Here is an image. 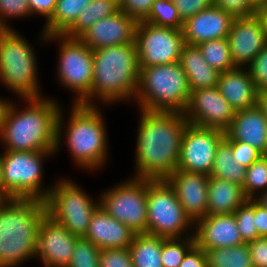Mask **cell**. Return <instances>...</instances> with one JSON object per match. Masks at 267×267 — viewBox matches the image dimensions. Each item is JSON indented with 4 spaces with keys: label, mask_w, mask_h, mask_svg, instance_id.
Returning a JSON list of instances; mask_svg holds the SVG:
<instances>
[{
    "label": "cell",
    "mask_w": 267,
    "mask_h": 267,
    "mask_svg": "<svg viewBox=\"0 0 267 267\" xmlns=\"http://www.w3.org/2000/svg\"><path fill=\"white\" fill-rule=\"evenodd\" d=\"M135 178L166 179L176 169L186 124L183 113L141 110Z\"/></svg>",
    "instance_id": "2"
},
{
    "label": "cell",
    "mask_w": 267,
    "mask_h": 267,
    "mask_svg": "<svg viewBox=\"0 0 267 267\" xmlns=\"http://www.w3.org/2000/svg\"><path fill=\"white\" fill-rule=\"evenodd\" d=\"M10 199V195L4 190L2 177V154L0 155V200Z\"/></svg>",
    "instance_id": "50"
},
{
    "label": "cell",
    "mask_w": 267,
    "mask_h": 267,
    "mask_svg": "<svg viewBox=\"0 0 267 267\" xmlns=\"http://www.w3.org/2000/svg\"><path fill=\"white\" fill-rule=\"evenodd\" d=\"M120 10L137 21H143L150 13L155 0H118Z\"/></svg>",
    "instance_id": "43"
},
{
    "label": "cell",
    "mask_w": 267,
    "mask_h": 267,
    "mask_svg": "<svg viewBox=\"0 0 267 267\" xmlns=\"http://www.w3.org/2000/svg\"><path fill=\"white\" fill-rule=\"evenodd\" d=\"M183 114L190 124L225 131L234 118L235 111L216 86L191 90Z\"/></svg>",
    "instance_id": "15"
},
{
    "label": "cell",
    "mask_w": 267,
    "mask_h": 267,
    "mask_svg": "<svg viewBox=\"0 0 267 267\" xmlns=\"http://www.w3.org/2000/svg\"><path fill=\"white\" fill-rule=\"evenodd\" d=\"M195 245L194 236L162 237L161 260L163 267H179L186 253Z\"/></svg>",
    "instance_id": "34"
},
{
    "label": "cell",
    "mask_w": 267,
    "mask_h": 267,
    "mask_svg": "<svg viewBox=\"0 0 267 267\" xmlns=\"http://www.w3.org/2000/svg\"><path fill=\"white\" fill-rule=\"evenodd\" d=\"M129 250L133 267H163L162 237L147 233L136 234Z\"/></svg>",
    "instance_id": "27"
},
{
    "label": "cell",
    "mask_w": 267,
    "mask_h": 267,
    "mask_svg": "<svg viewBox=\"0 0 267 267\" xmlns=\"http://www.w3.org/2000/svg\"><path fill=\"white\" fill-rule=\"evenodd\" d=\"M247 69L259 90L267 88V45L251 61Z\"/></svg>",
    "instance_id": "40"
},
{
    "label": "cell",
    "mask_w": 267,
    "mask_h": 267,
    "mask_svg": "<svg viewBox=\"0 0 267 267\" xmlns=\"http://www.w3.org/2000/svg\"><path fill=\"white\" fill-rule=\"evenodd\" d=\"M77 238L46 215L38 230L36 256L45 267H68Z\"/></svg>",
    "instance_id": "17"
},
{
    "label": "cell",
    "mask_w": 267,
    "mask_h": 267,
    "mask_svg": "<svg viewBox=\"0 0 267 267\" xmlns=\"http://www.w3.org/2000/svg\"><path fill=\"white\" fill-rule=\"evenodd\" d=\"M64 132L68 149L78 166L86 170L101 168L108 145L104 117L95 105L73 103Z\"/></svg>",
    "instance_id": "6"
},
{
    "label": "cell",
    "mask_w": 267,
    "mask_h": 267,
    "mask_svg": "<svg viewBox=\"0 0 267 267\" xmlns=\"http://www.w3.org/2000/svg\"><path fill=\"white\" fill-rule=\"evenodd\" d=\"M184 44L182 29L138 21L135 45L139 68L179 62Z\"/></svg>",
    "instance_id": "13"
},
{
    "label": "cell",
    "mask_w": 267,
    "mask_h": 267,
    "mask_svg": "<svg viewBox=\"0 0 267 267\" xmlns=\"http://www.w3.org/2000/svg\"><path fill=\"white\" fill-rule=\"evenodd\" d=\"M179 267H207L205 251L196 244L186 253Z\"/></svg>",
    "instance_id": "46"
},
{
    "label": "cell",
    "mask_w": 267,
    "mask_h": 267,
    "mask_svg": "<svg viewBox=\"0 0 267 267\" xmlns=\"http://www.w3.org/2000/svg\"><path fill=\"white\" fill-rule=\"evenodd\" d=\"M195 244L203 250L234 247L242 240L234 214L207 215L195 222Z\"/></svg>",
    "instance_id": "20"
},
{
    "label": "cell",
    "mask_w": 267,
    "mask_h": 267,
    "mask_svg": "<svg viewBox=\"0 0 267 267\" xmlns=\"http://www.w3.org/2000/svg\"><path fill=\"white\" fill-rule=\"evenodd\" d=\"M99 197L100 206L111 217L136 234L147 233V179L132 177Z\"/></svg>",
    "instance_id": "12"
},
{
    "label": "cell",
    "mask_w": 267,
    "mask_h": 267,
    "mask_svg": "<svg viewBox=\"0 0 267 267\" xmlns=\"http://www.w3.org/2000/svg\"><path fill=\"white\" fill-rule=\"evenodd\" d=\"M253 267H267V237H258L248 243Z\"/></svg>",
    "instance_id": "45"
},
{
    "label": "cell",
    "mask_w": 267,
    "mask_h": 267,
    "mask_svg": "<svg viewBox=\"0 0 267 267\" xmlns=\"http://www.w3.org/2000/svg\"><path fill=\"white\" fill-rule=\"evenodd\" d=\"M93 201L74 181L64 178L52 187L45 201L47 215L71 234L84 237L93 213L100 206V202Z\"/></svg>",
    "instance_id": "10"
},
{
    "label": "cell",
    "mask_w": 267,
    "mask_h": 267,
    "mask_svg": "<svg viewBox=\"0 0 267 267\" xmlns=\"http://www.w3.org/2000/svg\"><path fill=\"white\" fill-rule=\"evenodd\" d=\"M233 20L228 12L212 5L183 23L184 42L199 45L205 41L227 38Z\"/></svg>",
    "instance_id": "21"
},
{
    "label": "cell",
    "mask_w": 267,
    "mask_h": 267,
    "mask_svg": "<svg viewBox=\"0 0 267 267\" xmlns=\"http://www.w3.org/2000/svg\"><path fill=\"white\" fill-rule=\"evenodd\" d=\"M197 46L205 61L220 73L235 68L231 59L227 38L205 41Z\"/></svg>",
    "instance_id": "32"
},
{
    "label": "cell",
    "mask_w": 267,
    "mask_h": 267,
    "mask_svg": "<svg viewBox=\"0 0 267 267\" xmlns=\"http://www.w3.org/2000/svg\"><path fill=\"white\" fill-rule=\"evenodd\" d=\"M92 0H57L52 16L45 22L46 36L63 35L76 21L81 10Z\"/></svg>",
    "instance_id": "29"
},
{
    "label": "cell",
    "mask_w": 267,
    "mask_h": 267,
    "mask_svg": "<svg viewBox=\"0 0 267 267\" xmlns=\"http://www.w3.org/2000/svg\"><path fill=\"white\" fill-rule=\"evenodd\" d=\"M31 16L28 0H0V29H11L6 20Z\"/></svg>",
    "instance_id": "38"
},
{
    "label": "cell",
    "mask_w": 267,
    "mask_h": 267,
    "mask_svg": "<svg viewBox=\"0 0 267 267\" xmlns=\"http://www.w3.org/2000/svg\"><path fill=\"white\" fill-rule=\"evenodd\" d=\"M165 180L172 187L183 210L194 223L207 216L209 175L176 169Z\"/></svg>",
    "instance_id": "19"
},
{
    "label": "cell",
    "mask_w": 267,
    "mask_h": 267,
    "mask_svg": "<svg viewBox=\"0 0 267 267\" xmlns=\"http://www.w3.org/2000/svg\"><path fill=\"white\" fill-rule=\"evenodd\" d=\"M257 14L261 18L263 25H264V31L266 34V40H267V6H262L257 9Z\"/></svg>",
    "instance_id": "51"
},
{
    "label": "cell",
    "mask_w": 267,
    "mask_h": 267,
    "mask_svg": "<svg viewBox=\"0 0 267 267\" xmlns=\"http://www.w3.org/2000/svg\"><path fill=\"white\" fill-rule=\"evenodd\" d=\"M33 47L12 29H0V81L22 99L42 97Z\"/></svg>",
    "instance_id": "7"
},
{
    "label": "cell",
    "mask_w": 267,
    "mask_h": 267,
    "mask_svg": "<svg viewBox=\"0 0 267 267\" xmlns=\"http://www.w3.org/2000/svg\"><path fill=\"white\" fill-rule=\"evenodd\" d=\"M233 214L242 240L245 243H249L258 238V232L255 226V199H247Z\"/></svg>",
    "instance_id": "37"
},
{
    "label": "cell",
    "mask_w": 267,
    "mask_h": 267,
    "mask_svg": "<svg viewBox=\"0 0 267 267\" xmlns=\"http://www.w3.org/2000/svg\"><path fill=\"white\" fill-rule=\"evenodd\" d=\"M2 154V177L4 190L11 198L46 201L50 188L42 185L44 158L56 153L43 151H9Z\"/></svg>",
    "instance_id": "8"
},
{
    "label": "cell",
    "mask_w": 267,
    "mask_h": 267,
    "mask_svg": "<svg viewBox=\"0 0 267 267\" xmlns=\"http://www.w3.org/2000/svg\"><path fill=\"white\" fill-rule=\"evenodd\" d=\"M230 55L235 67H247L267 45L264 25L256 13L249 17L234 18L227 35Z\"/></svg>",
    "instance_id": "16"
},
{
    "label": "cell",
    "mask_w": 267,
    "mask_h": 267,
    "mask_svg": "<svg viewBox=\"0 0 267 267\" xmlns=\"http://www.w3.org/2000/svg\"><path fill=\"white\" fill-rule=\"evenodd\" d=\"M100 251L90 240L78 237L68 267H100Z\"/></svg>",
    "instance_id": "36"
},
{
    "label": "cell",
    "mask_w": 267,
    "mask_h": 267,
    "mask_svg": "<svg viewBox=\"0 0 267 267\" xmlns=\"http://www.w3.org/2000/svg\"><path fill=\"white\" fill-rule=\"evenodd\" d=\"M257 104L262 109L263 113L267 116V88L259 90Z\"/></svg>",
    "instance_id": "49"
},
{
    "label": "cell",
    "mask_w": 267,
    "mask_h": 267,
    "mask_svg": "<svg viewBox=\"0 0 267 267\" xmlns=\"http://www.w3.org/2000/svg\"><path fill=\"white\" fill-rule=\"evenodd\" d=\"M179 63L187 76L191 90L217 86L220 72L211 67L197 45L184 44Z\"/></svg>",
    "instance_id": "25"
},
{
    "label": "cell",
    "mask_w": 267,
    "mask_h": 267,
    "mask_svg": "<svg viewBox=\"0 0 267 267\" xmlns=\"http://www.w3.org/2000/svg\"><path fill=\"white\" fill-rule=\"evenodd\" d=\"M245 67H235L221 72L217 87L220 94L228 101L234 111L257 105L259 89Z\"/></svg>",
    "instance_id": "24"
},
{
    "label": "cell",
    "mask_w": 267,
    "mask_h": 267,
    "mask_svg": "<svg viewBox=\"0 0 267 267\" xmlns=\"http://www.w3.org/2000/svg\"><path fill=\"white\" fill-rule=\"evenodd\" d=\"M247 168L234 160L231 144L224 138L217 147L210 176L243 185Z\"/></svg>",
    "instance_id": "30"
},
{
    "label": "cell",
    "mask_w": 267,
    "mask_h": 267,
    "mask_svg": "<svg viewBox=\"0 0 267 267\" xmlns=\"http://www.w3.org/2000/svg\"><path fill=\"white\" fill-rule=\"evenodd\" d=\"M194 225L165 179H147V234L164 238L194 236L193 231L186 233Z\"/></svg>",
    "instance_id": "9"
},
{
    "label": "cell",
    "mask_w": 267,
    "mask_h": 267,
    "mask_svg": "<svg viewBox=\"0 0 267 267\" xmlns=\"http://www.w3.org/2000/svg\"><path fill=\"white\" fill-rule=\"evenodd\" d=\"M119 10L118 0H92L81 10L75 23L63 35L78 38L97 21L109 17Z\"/></svg>",
    "instance_id": "28"
},
{
    "label": "cell",
    "mask_w": 267,
    "mask_h": 267,
    "mask_svg": "<svg viewBox=\"0 0 267 267\" xmlns=\"http://www.w3.org/2000/svg\"><path fill=\"white\" fill-rule=\"evenodd\" d=\"M8 100H5V99H1L0 98V121H1V117H2V113H3V110H4V107L6 105Z\"/></svg>",
    "instance_id": "54"
},
{
    "label": "cell",
    "mask_w": 267,
    "mask_h": 267,
    "mask_svg": "<svg viewBox=\"0 0 267 267\" xmlns=\"http://www.w3.org/2000/svg\"><path fill=\"white\" fill-rule=\"evenodd\" d=\"M249 1L256 9L262 6H266V0H249Z\"/></svg>",
    "instance_id": "53"
},
{
    "label": "cell",
    "mask_w": 267,
    "mask_h": 267,
    "mask_svg": "<svg viewBox=\"0 0 267 267\" xmlns=\"http://www.w3.org/2000/svg\"><path fill=\"white\" fill-rule=\"evenodd\" d=\"M225 132L215 128L186 124L181 141L177 170L210 175L218 144Z\"/></svg>",
    "instance_id": "14"
},
{
    "label": "cell",
    "mask_w": 267,
    "mask_h": 267,
    "mask_svg": "<svg viewBox=\"0 0 267 267\" xmlns=\"http://www.w3.org/2000/svg\"><path fill=\"white\" fill-rule=\"evenodd\" d=\"M244 195L247 199H254L255 193L259 190H267V156L261 155L247 170L242 185Z\"/></svg>",
    "instance_id": "35"
},
{
    "label": "cell",
    "mask_w": 267,
    "mask_h": 267,
    "mask_svg": "<svg viewBox=\"0 0 267 267\" xmlns=\"http://www.w3.org/2000/svg\"><path fill=\"white\" fill-rule=\"evenodd\" d=\"M100 267H133L129 248L101 249Z\"/></svg>",
    "instance_id": "39"
},
{
    "label": "cell",
    "mask_w": 267,
    "mask_h": 267,
    "mask_svg": "<svg viewBox=\"0 0 267 267\" xmlns=\"http://www.w3.org/2000/svg\"><path fill=\"white\" fill-rule=\"evenodd\" d=\"M135 235L130 228L99 206L91 217L84 238L99 249L129 248Z\"/></svg>",
    "instance_id": "23"
},
{
    "label": "cell",
    "mask_w": 267,
    "mask_h": 267,
    "mask_svg": "<svg viewBox=\"0 0 267 267\" xmlns=\"http://www.w3.org/2000/svg\"><path fill=\"white\" fill-rule=\"evenodd\" d=\"M224 138L231 144L234 160L246 168L262 155L257 149L247 143L231 140L226 135Z\"/></svg>",
    "instance_id": "42"
},
{
    "label": "cell",
    "mask_w": 267,
    "mask_h": 267,
    "mask_svg": "<svg viewBox=\"0 0 267 267\" xmlns=\"http://www.w3.org/2000/svg\"><path fill=\"white\" fill-rule=\"evenodd\" d=\"M139 69L135 100L137 99L140 110L185 112L191 89L179 62Z\"/></svg>",
    "instance_id": "5"
},
{
    "label": "cell",
    "mask_w": 267,
    "mask_h": 267,
    "mask_svg": "<svg viewBox=\"0 0 267 267\" xmlns=\"http://www.w3.org/2000/svg\"><path fill=\"white\" fill-rule=\"evenodd\" d=\"M138 21L119 10L90 26L78 38L90 49L135 44Z\"/></svg>",
    "instance_id": "18"
},
{
    "label": "cell",
    "mask_w": 267,
    "mask_h": 267,
    "mask_svg": "<svg viewBox=\"0 0 267 267\" xmlns=\"http://www.w3.org/2000/svg\"><path fill=\"white\" fill-rule=\"evenodd\" d=\"M213 5L228 12L233 18L249 17L257 13L249 0H213Z\"/></svg>",
    "instance_id": "41"
},
{
    "label": "cell",
    "mask_w": 267,
    "mask_h": 267,
    "mask_svg": "<svg viewBox=\"0 0 267 267\" xmlns=\"http://www.w3.org/2000/svg\"><path fill=\"white\" fill-rule=\"evenodd\" d=\"M255 223L258 237H267V208L255 200Z\"/></svg>",
    "instance_id": "48"
},
{
    "label": "cell",
    "mask_w": 267,
    "mask_h": 267,
    "mask_svg": "<svg viewBox=\"0 0 267 267\" xmlns=\"http://www.w3.org/2000/svg\"><path fill=\"white\" fill-rule=\"evenodd\" d=\"M234 141H241L267 153V116L258 104L254 107L235 111L234 118L224 131Z\"/></svg>",
    "instance_id": "22"
},
{
    "label": "cell",
    "mask_w": 267,
    "mask_h": 267,
    "mask_svg": "<svg viewBox=\"0 0 267 267\" xmlns=\"http://www.w3.org/2000/svg\"><path fill=\"white\" fill-rule=\"evenodd\" d=\"M93 63L91 91L79 104L95 105L94 98L109 104L135 99L140 72L135 44L93 50Z\"/></svg>",
    "instance_id": "4"
},
{
    "label": "cell",
    "mask_w": 267,
    "mask_h": 267,
    "mask_svg": "<svg viewBox=\"0 0 267 267\" xmlns=\"http://www.w3.org/2000/svg\"><path fill=\"white\" fill-rule=\"evenodd\" d=\"M31 15H40L46 18V21L52 16L57 0H28Z\"/></svg>",
    "instance_id": "47"
},
{
    "label": "cell",
    "mask_w": 267,
    "mask_h": 267,
    "mask_svg": "<svg viewBox=\"0 0 267 267\" xmlns=\"http://www.w3.org/2000/svg\"><path fill=\"white\" fill-rule=\"evenodd\" d=\"M143 21L160 27L183 28V22L172 0H155L149 15Z\"/></svg>",
    "instance_id": "33"
},
{
    "label": "cell",
    "mask_w": 267,
    "mask_h": 267,
    "mask_svg": "<svg viewBox=\"0 0 267 267\" xmlns=\"http://www.w3.org/2000/svg\"><path fill=\"white\" fill-rule=\"evenodd\" d=\"M204 251L207 267H253L248 243Z\"/></svg>",
    "instance_id": "31"
},
{
    "label": "cell",
    "mask_w": 267,
    "mask_h": 267,
    "mask_svg": "<svg viewBox=\"0 0 267 267\" xmlns=\"http://www.w3.org/2000/svg\"><path fill=\"white\" fill-rule=\"evenodd\" d=\"M207 215L233 214L247 201L242 186L209 175Z\"/></svg>",
    "instance_id": "26"
},
{
    "label": "cell",
    "mask_w": 267,
    "mask_h": 267,
    "mask_svg": "<svg viewBox=\"0 0 267 267\" xmlns=\"http://www.w3.org/2000/svg\"><path fill=\"white\" fill-rule=\"evenodd\" d=\"M42 40H58L59 64L57 75L61 85L72 90L77 97L73 103H80L91 91L93 79V50L79 38L64 35L46 36L41 32Z\"/></svg>",
    "instance_id": "11"
},
{
    "label": "cell",
    "mask_w": 267,
    "mask_h": 267,
    "mask_svg": "<svg viewBox=\"0 0 267 267\" xmlns=\"http://www.w3.org/2000/svg\"><path fill=\"white\" fill-rule=\"evenodd\" d=\"M23 101L28 106L21 111L9 101L4 107L0 139L5 150H59L64 119L58 102L50 97L24 98Z\"/></svg>",
    "instance_id": "1"
},
{
    "label": "cell",
    "mask_w": 267,
    "mask_h": 267,
    "mask_svg": "<svg viewBox=\"0 0 267 267\" xmlns=\"http://www.w3.org/2000/svg\"><path fill=\"white\" fill-rule=\"evenodd\" d=\"M179 12V16L184 23L186 20L210 8L213 5V0H172Z\"/></svg>",
    "instance_id": "44"
},
{
    "label": "cell",
    "mask_w": 267,
    "mask_h": 267,
    "mask_svg": "<svg viewBox=\"0 0 267 267\" xmlns=\"http://www.w3.org/2000/svg\"><path fill=\"white\" fill-rule=\"evenodd\" d=\"M257 194H259L258 196H256L254 199L263 207L267 208V190L265 192H262L261 194L257 192Z\"/></svg>",
    "instance_id": "52"
},
{
    "label": "cell",
    "mask_w": 267,
    "mask_h": 267,
    "mask_svg": "<svg viewBox=\"0 0 267 267\" xmlns=\"http://www.w3.org/2000/svg\"><path fill=\"white\" fill-rule=\"evenodd\" d=\"M46 215L41 200H0V267H16L36 257L38 230Z\"/></svg>",
    "instance_id": "3"
}]
</instances>
